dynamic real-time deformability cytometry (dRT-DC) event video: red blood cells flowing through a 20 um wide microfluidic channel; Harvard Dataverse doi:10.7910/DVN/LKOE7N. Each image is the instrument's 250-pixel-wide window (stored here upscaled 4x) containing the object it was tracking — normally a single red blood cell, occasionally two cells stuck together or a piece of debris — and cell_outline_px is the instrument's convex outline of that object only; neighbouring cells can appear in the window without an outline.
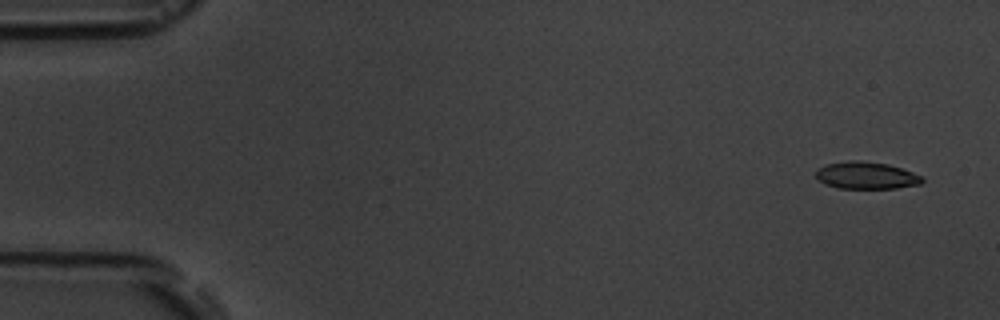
{"species": "common noctule bat (a hibernating species)", "species_latin": "Nyctalus noctula", "temperature_condition": "room temperature", "stored_images_in_passage": 6, "camera_frame_rate_fps": 3000, "um_per_image_px": 0.085, "animal": {"sex": "male", "body_mass_g": 19.5, "forearm_length_mm": 54.6}, "frame": {"image": 1, "passage_image": 1, "time_ms": 0.0, "image_size_px": [1000, 320], "cell_outline_px": [[924, 180], [920, 184], [896, 188], [836, 188], [824, 184], [816, 176], [816, 168], [824, 164], [852, 160], [860, 160], [888, 164], [924, 176]], "centroid_in_image_um": [73.61, 14.91], "position_along_channel_um": 11.4, "area_um2": 16.94}}
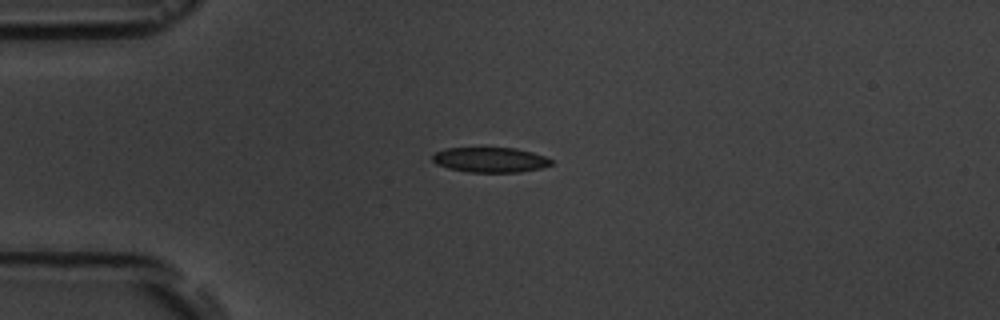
{"frame": {"image": 2, "passage_image": 4, "time_ms": 3.667, "image_size_px": [1000, 320], "cell_outline_px": [[552, 164], [540, 168], [520, 172], [468, 172], [448, 168], [436, 164], [432, 160], [432, 156], [436, 152], [444, 148], [516, 148], [532, 152], [544, 156], [552, 160]], "centroid_in_image_um": [41.65, 13.58], "position_along_channel_um": 43.4, "area_um2": 17.28}}
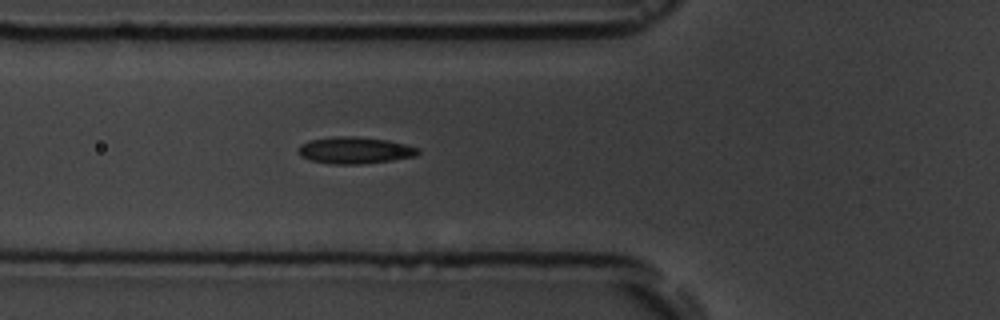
{"frame": {"image": 3, "passage_image": 6, "time_ms": 5.667, "image_size_px": [1000, 320], "cell_outline_px": [[420, 152], [416, 156], [392, 160], [360, 164], [332, 164], [312, 160], [300, 156], [296, 148], [300, 144], [308, 140], [336, 136], [356, 136], [388, 140], [420, 148]], "centroid_in_image_um": [30.14, 12.77], "position_along_channel_um": 95.7, "area_um2": 18.79}}